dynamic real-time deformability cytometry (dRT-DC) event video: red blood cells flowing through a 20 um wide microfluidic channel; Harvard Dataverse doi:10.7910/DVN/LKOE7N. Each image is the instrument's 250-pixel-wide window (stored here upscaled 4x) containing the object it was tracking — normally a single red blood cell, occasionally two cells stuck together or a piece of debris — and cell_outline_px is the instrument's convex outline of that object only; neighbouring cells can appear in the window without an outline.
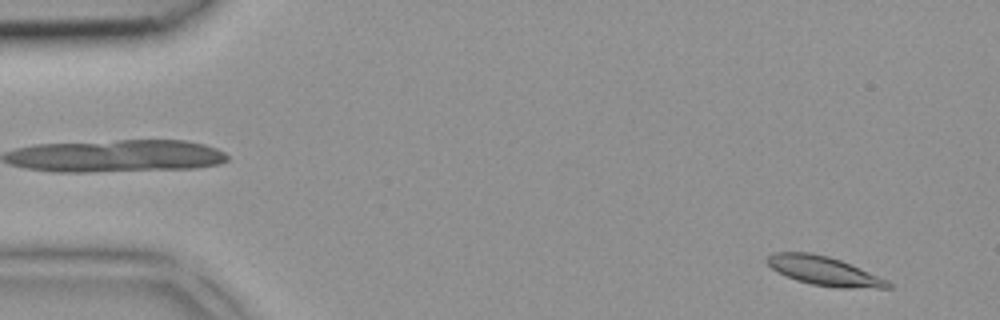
{"species": "common noctule bat (a hibernating species)", "species_latin": "Nyctalus noctula", "temperature_condition": "room temperature", "stored_images_in_passage": 5, "camera_frame_rate_fps": 3000, "um_per_image_px": 0.085, "animal": {"sex": "female", "body_mass_g": 18.4}, "frame": {"image": 1, "passage_image": 5, "time_ms": 1.333, "image_size_px": [1000, 320], "cell_outline_px": [[892, 288], [836, 288], [812, 284], [796, 280], [776, 272], [764, 260], [772, 252], [808, 252], [828, 256], [840, 260], [888, 280], [892, 284]], "centroid_in_image_um": [70.02, 23.03], "position_along_channel_um": 15.0, "area_um2": 20.46}}